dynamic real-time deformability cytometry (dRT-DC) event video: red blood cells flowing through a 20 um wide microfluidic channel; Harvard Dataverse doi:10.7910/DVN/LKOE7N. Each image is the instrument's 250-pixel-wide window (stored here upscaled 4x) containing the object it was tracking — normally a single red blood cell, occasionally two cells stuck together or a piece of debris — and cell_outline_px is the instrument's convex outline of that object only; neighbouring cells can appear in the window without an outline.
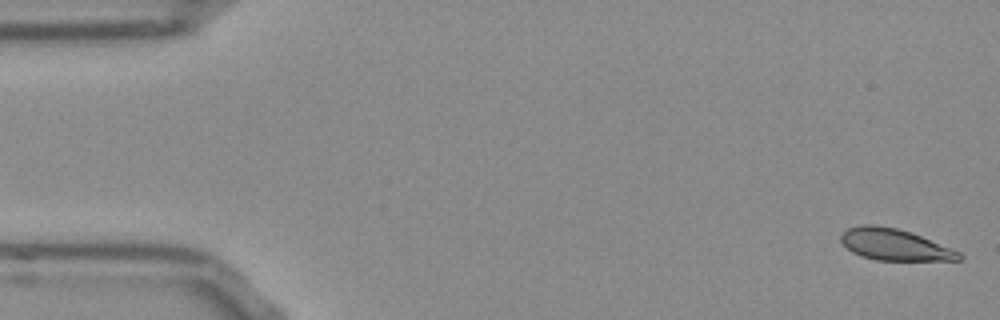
{"species": "Egyptian fruit bat (a non-hibernating species)", "species_latin": "Rousettus aegyptiacus", "temperature_condition": "room temperature", "stored_images_in_passage": 53, "camera_frame_rate_fps": 3000, "um_per_image_px": 0.085, "frame": {"image": 1, "passage_image": 1, "time_ms": 0.0, "image_size_px": [1000, 320], "cell_outline_px": [[964, 260], [876, 260], [860, 256], [852, 252], [840, 240], [840, 236], [848, 228], [860, 224], [872, 224], [896, 228], [912, 232], [960, 252], [964, 256]], "centroid_in_image_um": [76.04, 20.79], "position_along_channel_um": 9.0, "area_um2": 21.68}}
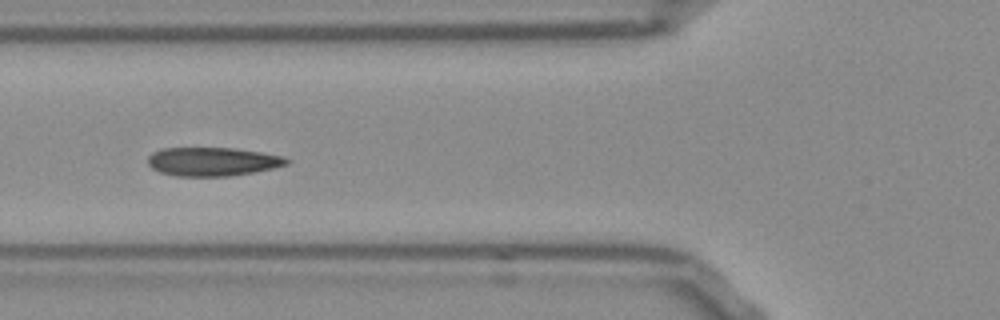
{"frame": {"image": 2, "passage_image": 19, "time_ms": 6.0, "image_size_px": [1000, 320], "cell_outline_px": [[292, 160], [288, 164], [272, 168], [252, 172], [228, 176], [176, 176], [160, 172], [152, 168], [148, 164], [148, 156], [152, 152], [164, 148], [236, 148], [284, 156]], "centroid_in_image_um": [18.07, 13.73], "position_along_channel_um": 107.7, "area_um2": 23.18}}
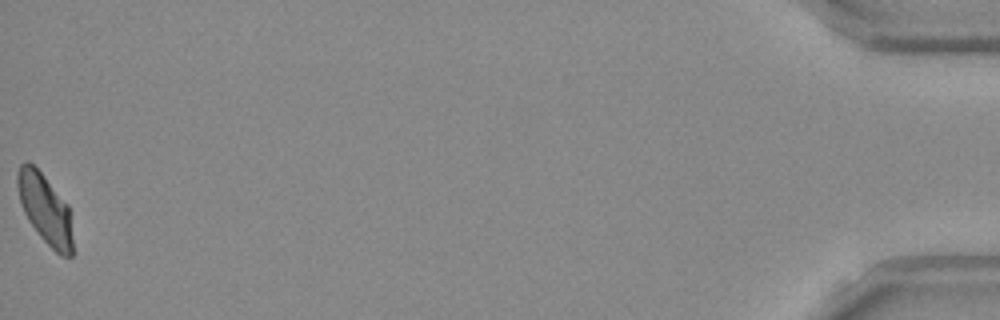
{"frame": {"image": 3, "passage_image": 53, "time_ms": 17.333, "image_size_px": [1000, 320], "cell_outline_px": [[72, 256], [60, 256], [40, 236], [28, 220], [24, 212], [20, 200], [16, 184], [16, 172], [20, 164], [24, 160], [28, 160], [44, 176], [68, 204], [72, 240]], "centroid_in_image_um": [3.8, 17.72], "position_along_channel_um": 431.4, "area_um2": 22.31}, "authors_computed_cell_mechanics": {"area_um2": 22.8888, "velocity_mm_per_s": 3.772, "shape_relaxation_time_tau1_ms": 3.9523, "shape_relaxation_time_tau2_ms": 1.2628, "deformation_change_tau1": 0.1289, "deformation_change_tau2": 0.0357}}